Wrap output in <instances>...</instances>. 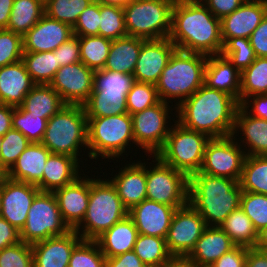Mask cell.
I'll return each instance as SVG.
<instances>
[{
	"label": "cell",
	"mask_w": 267,
	"mask_h": 267,
	"mask_svg": "<svg viewBox=\"0 0 267 267\" xmlns=\"http://www.w3.org/2000/svg\"><path fill=\"white\" fill-rule=\"evenodd\" d=\"M239 102L229 94L203 84L176 108V121L210 138L232 135ZM178 118V119H177Z\"/></svg>",
	"instance_id": "cell-1"
},
{
	"label": "cell",
	"mask_w": 267,
	"mask_h": 267,
	"mask_svg": "<svg viewBox=\"0 0 267 267\" xmlns=\"http://www.w3.org/2000/svg\"><path fill=\"white\" fill-rule=\"evenodd\" d=\"M169 39L179 50L206 56L220 55L223 49L220 19L202 1L174 2Z\"/></svg>",
	"instance_id": "cell-2"
},
{
	"label": "cell",
	"mask_w": 267,
	"mask_h": 267,
	"mask_svg": "<svg viewBox=\"0 0 267 267\" xmlns=\"http://www.w3.org/2000/svg\"><path fill=\"white\" fill-rule=\"evenodd\" d=\"M243 190L236 180L196 172L189 176L188 203L199 212L206 226H220L240 207Z\"/></svg>",
	"instance_id": "cell-3"
},
{
	"label": "cell",
	"mask_w": 267,
	"mask_h": 267,
	"mask_svg": "<svg viewBox=\"0 0 267 267\" xmlns=\"http://www.w3.org/2000/svg\"><path fill=\"white\" fill-rule=\"evenodd\" d=\"M207 58L203 54L176 49L156 84L159 99L172 105L175 99L174 107L177 108L192 96L204 84Z\"/></svg>",
	"instance_id": "cell-4"
},
{
	"label": "cell",
	"mask_w": 267,
	"mask_h": 267,
	"mask_svg": "<svg viewBox=\"0 0 267 267\" xmlns=\"http://www.w3.org/2000/svg\"><path fill=\"white\" fill-rule=\"evenodd\" d=\"M89 176V202L82 222L74 229L83 240H95L115 223L128 216V210L118 196L115 186Z\"/></svg>",
	"instance_id": "cell-5"
},
{
	"label": "cell",
	"mask_w": 267,
	"mask_h": 267,
	"mask_svg": "<svg viewBox=\"0 0 267 267\" xmlns=\"http://www.w3.org/2000/svg\"><path fill=\"white\" fill-rule=\"evenodd\" d=\"M87 132V117L84 107L66 105L47 120L41 143L51 153L68 155L82 163V159L78 156L81 157L80 153L84 147L85 150L88 149Z\"/></svg>",
	"instance_id": "cell-6"
},
{
	"label": "cell",
	"mask_w": 267,
	"mask_h": 267,
	"mask_svg": "<svg viewBox=\"0 0 267 267\" xmlns=\"http://www.w3.org/2000/svg\"><path fill=\"white\" fill-rule=\"evenodd\" d=\"M87 156L91 160L118 159L135 145L132 117L129 113L109 117L87 118ZM132 145H131V143ZM126 150V151H125ZM124 153V154H123Z\"/></svg>",
	"instance_id": "cell-7"
},
{
	"label": "cell",
	"mask_w": 267,
	"mask_h": 267,
	"mask_svg": "<svg viewBox=\"0 0 267 267\" xmlns=\"http://www.w3.org/2000/svg\"><path fill=\"white\" fill-rule=\"evenodd\" d=\"M175 124L166 138L165 144L156 156L166 165L186 174L188 177L199 172L204 159L208 135Z\"/></svg>",
	"instance_id": "cell-8"
},
{
	"label": "cell",
	"mask_w": 267,
	"mask_h": 267,
	"mask_svg": "<svg viewBox=\"0 0 267 267\" xmlns=\"http://www.w3.org/2000/svg\"><path fill=\"white\" fill-rule=\"evenodd\" d=\"M175 1L130 0L123 7L127 36L146 40L169 37Z\"/></svg>",
	"instance_id": "cell-9"
},
{
	"label": "cell",
	"mask_w": 267,
	"mask_h": 267,
	"mask_svg": "<svg viewBox=\"0 0 267 267\" xmlns=\"http://www.w3.org/2000/svg\"><path fill=\"white\" fill-rule=\"evenodd\" d=\"M71 229L64 222L53 192L40 191L34 198L26 223L20 231L21 241L33 244L48 238L63 236Z\"/></svg>",
	"instance_id": "cell-10"
},
{
	"label": "cell",
	"mask_w": 267,
	"mask_h": 267,
	"mask_svg": "<svg viewBox=\"0 0 267 267\" xmlns=\"http://www.w3.org/2000/svg\"><path fill=\"white\" fill-rule=\"evenodd\" d=\"M146 163L147 199L181 208L188 204L189 177L163 163L156 155ZM149 164V168H148Z\"/></svg>",
	"instance_id": "cell-11"
},
{
	"label": "cell",
	"mask_w": 267,
	"mask_h": 267,
	"mask_svg": "<svg viewBox=\"0 0 267 267\" xmlns=\"http://www.w3.org/2000/svg\"><path fill=\"white\" fill-rule=\"evenodd\" d=\"M168 104L160 100L157 104L131 115L135 144L144 150L146 156H154L162 149L172 128L169 118L172 116L168 115H172L174 109L176 113V107Z\"/></svg>",
	"instance_id": "cell-12"
},
{
	"label": "cell",
	"mask_w": 267,
	"mask_h": 267,
	"mask_svg": "<svg viewBox=\"0 0 267 267\" xmlns=\"http://www.w3.org/2000/svg\"><path fill=\"white\" fill-rule=\"evenodd\" d=\"M245 158L246 153L234 136L211 138L206 145L199 172L239 182Z\"/></svg>",
	"instance_id": "cell-13"
},
{
	"label": "cell",
	"mask_w": 267,
	"mask_h": 267,
	"mask_svg": "<svg viewBox=\"0 0 267 267\" xmlns=\"http://www.w3.org/2000/svg\"><path fill=\"white\" fill-rule=\"evenodd\" d=\"M203 217L189 203L176 209L166 236L173 256H187L206 228Z\"/></svg>",
	"instance_id": "cell-14"
},
{
	"label": "cell",
	"mask_w": 267,
	"mask_h": 267,
	"mask_svg": "<svg viewBox=\"0 0 267 267\" xmlns=\"http://www.w3.org/2000/svg\"><path fill=\"white\" fill-rule=\"evenodd\" d=\"M94 72L81 61L61 66L49 85L66 105L83 106L93 91Z\"/></svg>",
	"instance_id": "cell-15"
},
{
	"label": "cell",
	"mask_w": 267,
	"mask_h": 267,
	"mask_svg": "<svg viewBox=\"0 0 267 267\" xmlns=\"http://www.w3.org/2000/svg\"><path fill=\"white\" fill-rule=\"evenodd\" d=\"M40 192L36 185L5 178L1 185L0 216L21 231L29 208Z\"/></svg>",
	"instance_id": "cell-16"
},
{
	"label": "cell",
	"mask_w": 267,
	"mask_h": 267,
	"mask_svg": "<svg viewBox=\"0 0 267 267\" xmlns=\"http://www.w3.org/2000/svg\"><path fill=\"white\" fill-rule=\"evenodd\" d=\"M176 49L169 37L145 40L133 73L135 81L156 85Z\"/></svg>",
	"instance_id": "cell-17"
},
{
	"label": "cell",
	"mask_w": 267,
	"mask_h": 267,
	"mask_svg": "<svg viewBox=\"0 0 267 267\" xmlns=\"http://www.w3.org/2000/svg\"><path fill=\"white\" fill-rule=\"evenodd\" d=\"M178 208L145 199L128 211L139 234L165 238Z\"/></svg>",
	"instance_id": "cell-18"
},
{
	"label": "cell",
	"mask_w": 267,
	"mask_h": 267,
	"mask_svg": "<svg viewBox=\"0 0 267 267\" xmlns=\"http://www.w3.org/2000/svg\"><path fill=\"white\" fill-rule=\"evenodd\" d=\"M73 36V28L46 14L22 36L23 52L54 51Z\"/></svg>",
	"instance_id": "cell-19"
},
{
	"label": "cell",
	"mask_w": 267,
	"mask_h": 267,
	"mask_svg": "<svg viewBox=\"0 0 267 267\" xmlns=\"http://www.w3.org/2000/svg\"><path fill=\"white\" fill-rule=\"evenodd\" d=\"M266 15L267 0H246L220 20L222 42L235 37L249 38Z\"/></svg>",
	"instance_id": "cell-20"
},
{
	"label": "cell",
	"mask_w": 267,
	"mask_h": 267,
	"mask_svg": "<svg viewBox=\"0 0 267 267\" xmlns=\"http://www.w3.org/2000/svg\"><path fill=\"white\" fill-rule=\"evenodd\" d=\"M74 182L55 190L64 222L74 230L84 219L89 202V176L83 174Z\"/></svg>",
	"instance_id": "cell-21"
},
{
	"label": "cell",
	"mask_w": 267,
	"mask_h": 267,
	"mask_svg": "<svg viewBox=\"0 0 267 267\" xmlns=\"http://www.w3.org/2000/svg\"><path fill=\"white\" fill-rule=\"evenodd\" d=\"M81 240V236L71 230L63 236L31 244L34 267H68L71 253Z\"/></svg>",
	"instance_id": "cell-22"
},
{
	"label": "cell",
	"mask_w": 267,
	"mask_h": 267,
	"mask_svg": "<svg viewBox=\"0 0 267 267\" xmlns=\"http://www.w3.org/2000/svg\"><path fill=\"white\" fill-rule=\"evenodd\" d=\"M135 162L121 166L119 171L110 178L115 186L123 205L129 211L133 206L147 199L146 196V161ZM131 163V164H130ZM121 169V170H120Z\"/></svg>",
	"instance_id": "cell-23"
},
{
	"label": "cell",
	"mask_w": 267,
	"mask_h": 267,
	"mask_svg": "<svg viewBox=\"0 0 267 267\" xmlns=\"http://www.w3.org/2000/svg\"><path fill=\"white\" fill-rule=\"evenodd\" d=\"M232 136L244 147L246 156H267V120L249 115L241 106L236 112Z\"/></svg>",
	"instance_id": "cell-24"
},
{
	"label": "cell",
	"mask_w": 267,
	"mask_h": 267,
	"mask_svg": "<svg viewBox=\"0 0 267 267\" xmlns=\"http://www.w3.org/2000/svg\"><path fill=\"white\" fill-rule=\"evenodd\" d=\"M35 85L22 61L0 67V104L19 107Z\"/></svg>",
	"instance_id": "cell-25"
},
{
	"label": "cell",
	"mask_w": 267,
	"mask_h": 267,
	"mask_svg": "<svg viewBox=\"0 0 267 267\" xmlns=\"http://www.w3.org/2000/svg\"><path fill=\"white\" fill-rule=\"evenodd\" d=\"M235 246L220 226H207L187 257L198 267H209Z\"/></svg>",
	"instance_id": "cell-26"
},
{
	"label": "cell",
	"mask_w": 267,
	"mask_h": 267,
	"mask_svg": "<svg viewBox=\"0 0 267 267\" xmlns=\"http://www.w3.org/2000/svg\"><path fill=\"white\" fill-rule=\"evenodd\" d=\"M80 162L68 155L50 153L45 164L41 181L36 185L42 192H54L83 176ZM81 173V174H80Z\"/></svg>",
	"instance_id": "cell-27"
},
{
	"label": "cell",
	"mask_w": 267,
	"mask_h": 267,
	"mask_svg": "<svg viewBox=\"0 0 267 267\" xmlns=\"http://www.w3.org/2000/svg\"><path fill=\"white\" fill-rule=\"evenodd\" d=\"M241 72L220 55L208 56L204 84L209 88L223 91L234 97L240 104Z\"/></svg>",
	"instance_id": "cell-28"
},
{
	"label": "cell",
	"mask_w": 267,
	"mask_h": 267,
	"mask_svg": "<svg viewBox=\"0 0 267 267\" xmlns=\"http://www.w3.org/2000/svg\"><path fill=\"white\" fill-rule=\"evenodd\" d=\"M50 153L42 143H31L6 172V177L14 181L37 185L42 179Z\"/></svg>",
	"instance_id": "cell-29"
},
{
	"label": "cell",
	"mask_w": 267,
	"mask_h": 267,
	"mask_svg": "<svg viewBox=\"0 0 267 267\" xmlns=\"http://www.w3.org/2000/svg\"><path fill=\"white\" fill-rule=\"evenodd\" d=\"M139 232L133 220L126 216L95 239L106 258L132 251Z\"/></svg>",
	"instance_id": "cell-30"
},
{
	"label": "cell",
	"mask_w": 267,
	"mask_h": 267,
	"mask_svg": "<svg viewBox=\"0 0 267 267\" xmlns=\"http://www.w3.org/2000/svg\"><path fill=\"white\" fill-rule=\"evenodd\" d=\"M145 40L134 36H125L112 40L104 69L133 74L141 45Z\"/></svg>",
	"instance_id": "cell-31"
},
{
	"label": "cell",
	"mask_w": 267,
	"mask_h": 267,
	"mask_svg": "<svg viewBox=\"0 0 267 267\" xmlns=\"http://www.w3.org/2000/svg\"><path fill=\"white\" fill-rule=\"evenodd\" d=\"M66 104L60 95L50 85L36 84L25 96L20 107L30 114L40 118L50 119L58 113Z\"/></svg>",
	"instance_id": "cell-32"
},
{
	"label": "cell",
	"mask_w": 267,
	"mask_h": 267,
	"mask_svg": "<svg viewBox=\"0 0 267 267\" xmlns=\"http://www.w3.org/2000/svg\"><path fill=\"white\" fill-rule=\"evenodd\" d=\"M44 14V0H14L6 29L23 36Z\"/></svg>",
	"instance_id": "cell-33"
},
{
	"label": "cell",
	"mask_w": 267,
	"mask_h": 267,
	"mask_svg": "<svg viewBox=\"0 0 267 267\" xmlns=\"http://www.w3.org/2000/svg\"><path fill=\"white\" fill-rule=\"evenodd\" d=\"M21 61L32 81L39 85H49L61 67L54 51L23 52Z\"/></svg>",
	"instance_id": "cell-34"
},
{
	"label": "cell",
	"mask_w": 267,
	"mask_h": 267,
	"mask_svg": "<svg viewBox=\"0 0 267 267\" xmlns=\"http://www.w3.org/2000/svg\"><path fill=\"white\" fill-rule=\"evenodd\" d=\"M220 228L236 246L254 248L257 243L258 232L240 207L227 216Z\"/></svg>",
	"instance_id": "cell-35"
},
{
	"label": "cell",
	"mask_w": 267,
	"mask_h": 267,
	"mask_svg": "<svg viewBox=\"0 0 267 267\" xmlns=\"http://www.w3.org/2000/svg\"><path fill=\"white\" fill-rule=\"evenodd\" d=\"M125 93H91L83 105L87 118L109 117L128 113Z\"/></svg>",
	"instance_id": "cell-36"
},
{
	"label": "cell",
	"mask_w": 267,
	"mask_h": 267,
	"mask_svg": "<svg viewBox=\"0 0 267 267\" xmlns=\"http://www.w3.org/2000/svg\"><path fill=\"white\" fill-rule=\"evenodd\" d=\"M133 251L147 267H162L173 255L165 238L139 234Z\"/></svg>",
	"instance_id": "cell-37"
},
{
	"label": "cell",
	"mask_w": 267,
	"mask_h": 267,
	"mask_svg": "<svg viewBox=\"0 0 267 267\" xmlns=\"http://www.w3.org/2000/svg\"><path fill=\"white\" fill-rule=\"evenodd\" d=\"M239 183L245 192L267 195V156H246Z\"/></svg>",
	"instance_id": "cell-38"
},
{
	"label": "cell",
	"mask_w": 267,
	"mask_h": 267,
	"mask_svg": "<svg viewBox=\"0 0 267 267\" xmlns=\"http://www.w3.org/2000/svg\"><path fill=\"white\" fill-rule=\"evenodd\" d=\"M267 94V57H256L241 72L240 104L248 97Z\"/></svg>",
	"instance_id": "cell-39"
},
{
	"label": "cell",
	"mask_w": 267,
	"mask_h": 267,
	"mask_svg": "<svg viewBox=\"0 0 267 267\" xmlns=\"http://www.w3.org/2000/svg\"><path fill=\"white\" fill-rule=\"evenodd\" d=\"M80 59L88 68L104 69L112 40L102 36H79Z\"/></svg>",
	"instance_id": "cell-40"
},
{
	"label": "cell",
	"mask_w": 267,
	"mask_h": 267,
	"mask_svg": "<svg viewBox=\"0 0 267 267\" xmlns=\"http://www.w3.org/2000/svg\"><path fill=\"white\" fill-rule=\"evenodd\" d=\"M92 2L94 0H44V10L48 17L73 28L80 14Z\"/></svg>",
	"instance_id": "cell-41"
},
{
	"label": "cell",
	"mask_w": 267,
	"mask_h": 267,
	"mask_svg": "<svg viewBox=\"0 0 267 267\" xmlns=\"http://www.w3.org/2000/svg\"><path fill=\"white\" fill-rule=\"evenodd\" d=\"M135 82L133 74L107 69L96 70L92 93H125L127 95Z\"/></svg>",
	"instance_id": "cell-42"
},
{
	"label": "cell",
	"mask_w": 267,
	"mask_h": 267,
	"mask_svg": "<svg viewBox=\"0 0 267 267\" xmlns=\"http://www.w3.org/2000/svg\"><path fill=\"white\" fill-rule=\"evenodd\" d=\"M98 36L110 40L127 36L123 7L118 5L100 4V25Z\"/></svg>",
	"instance_id": "cell-43"
},
{
	"label": "cell",
	"mask_w": 267,
	"mask_h": 267,
	"mask_svg": "<svg viewBox=\"0 0 267 267\" xmlns=\"http://www.w3.org/2000/svg\"><path fill=\"white\" fill-rule=\"evenodd\" d=\"M46 125L45 118L25 112L20 106L13 107L12 129L21 132L31 143H41Z\"/></svg>",
	"instance_id": "cell-44"
},
{
	"label": "cell",
	"mask_w": 267,
	"mask_h": 267,
	"mask_svg": "<svg viewBox=\"0 0 267 267\" xmlns=\"http://www.w3.org/2000/svg\"><path fill=\"white\" fill-rule=\"evenodd\" d=\"M240 72L248 68L256 59L249 38L235 37L223 43L221 52Z\"/></svg>",
	"instance_id": "cell-45"
},
{
	"label": "cell",
	"mask_w": 267,
	"mask_h": 267,
	"mask_svg": "<svg viewBox=\"0 0 267 267\" xmlns=\"http://www.w3.org/2000/svg\"><path fill=\"white\" fill-rule=\"evenodd\" d=\"M68 267H106V257L95 240H81L73 249Z\"/></svg>",
	"instance_id": "cell-46"
},
{
	"label": "cell",
	"mask_w": 267,
	"mask_h": 267,
	"mask_svg": "<svg viewBox=\"0 0 267 267\" xmlns=\"http://www.w3.org/2000/svg\"><path fill=\"white\" fill-rule=\"evenodd\" d=\"M30 144L31 142L21 132L15 129L9 130L2 136L0 166L7 172Z\"/></svg>",
	"instance_id": "cell-47"
},
{
	"label": "cell",
	"mask_w": 267,
	"mask_h": 267,
	"mask_svg": "<svg viewBox=\"0 0 267 267\" xmlns=\"http://www.w3.org/2000/svg\"><path fill=\"white\" fill-rule=\"evenodd\" d=\"M240 208L250 218L257 232L267 226V195L243 191Z\"/></svg>",
	"instance_id": "cell-48"
},
{
	"label": "cell",
	"mask_w": 267,
	"mask_h": 267,
	"mask_svg": "<svg viewBox=\"0 0 267 267\" xmlns=\"http://www.w3.org/2000/svg\"><path fill=\"white\" fill-rule=\"evenodd\" d=\"M160 101L156 85L135 82L127 94L126 108L130 115L143 111Z\"/></svg>",
	"instance_id": "cell-49"
},
{
	"label": "cell",
	"mask_w": 267,
	"mask_h": 267,
	"mask_svg": "<svg viewBox=\"0 0 267 267\" xmlns=\"http://www.w3.org/2000/svg\"><path fill=\"white\" fill-rule=\"evenodd\" d=\"M22 56V36L8 29H0V67L17 63Z\"/></svg>",
	"instance_id": "cell-50"
},
{
	"label": "cell",
	"mask_w": 267,
	"mask_h": 267,
	"mask_svg": "<svg viewBox=\"0 0 267 267\" xmlns=\"http://www.w3.org/2000/svg\"><path fill=\"white\" fill-rule=\"evenodd\" d=\"M0 267H34L31 244L20 241L0 250Z\"/></svg>",
	"instance_id": "cell-51"
},
{
	"label": "cell",
	"mask_w": 267,
	"mask_h": 267,
	"mask_svg": "<svg viewBox=\"0 0 267 267\" xmlns=\"http://www.w3.org/2000/svg\"><path fill=\"white\" fill-rule=\"evenodd\" d=\"M100 25V3L94 1L80 14L73 27V35L98 36Z\"/></svg>",
	"instance_id": "cell-52"
},
{
	"label": "cell",
	"mask_w": 267,
	"mask_h": 267,
	"mask_svg": "<svg viewBox=\"0 0 267 267\" xmlns=\"http://www.w3.org/2000/svg\"><path fill=\"white\" fill-rule=\"evenodd\" d=\"M54 52L57 53V59L61 66L80 62L79 36H71L70 39L62 43Z\"/></svg>",
	"instance_id": "cell-53"
},
{
	"label": "cell",
	"mask_w": 267,
	"mask_h": 267,
	"mask_svg": "<svg viewBox=\"0 0 267 267\" xmlns=\"http://www.w3.org/2000/svg\"><path fill=\"white\" fill-rule=\"evenodd\" d=\"M247 247L235 246L209 267H246Z\"/></svg>",
	"instance_id": "cell-54"
},
{
	"label": "cell",
	"mask_w": 267,
	"mask_h": 267,
	"mask_svg": "<svg viewBox=\"0 0 267 267\" xmlns=\"http://www.w3.org/2000/svg\"><path fill=\"white\" fill-rule=\"evenodd\" d=\"M208 10L218 19L230 15L246 0H201Z\"/></svg>",
	"instance_id": "cell-55"
},
{
	"label": "cell",
	"mask_w": 267,
	"mask_h": 267,
	"mask_svg": "<svg viewBox=\"0 0 267 267\" xmlns=\"http://www.w3.org/2000/svg\"><path fill=\"white\" fill-rule=\"evenodd\" d=\"M256 57H267V15L249 37Z\"/></svg>",
	"instance_id": "cell-56"
},
{
	"label": "cell",
	"mask_w": 267,
	"mask_h": 267,
	"mask_svg": "<svg viewBox=\"0 0 267 267\" xmlns=\"http://www.w3.org/2000/svg\"><path fill=\"white\" fill-rule=\"evenodd\" d=\"M240 106L249 115L255 118L267 120V94L250 96L246 98Z\"/></svg>",
	"instance_id": "cell-57"
},
{
	"label": "cell",
	"mask_w": 267,
	"mask_h": 267,
	"mask_svg": "<svg viewBox=\"0 0 267 267\" xmlns=\"http://www.w3.org/2000/svg\"><path fill=\"white\" fill-rule=\"evenodd\" d=\"M21 241L20 231L0 216V250Z\"/></svg>",
	"instance_id": "cell-58"
},
{
	"label": "cell",
	"mask_w": 267,
	"mask_h": 267,
	"mask_svg": "<svg viewBox=\"0 0 267 267\" xmlns=\"http://www.w3.org/2000/svg\"><path fill=\"white\" fill-rule=\"evenodd\" d=\"M106 267H147L135 252H125L116 257L106 258Z\"/></svg>",
	"instance_id": "cell-59"
},
{
	"label": "cell",
	"mask_w": 267,
	"mask_h": 267,
	"mask_svg": "<svg viewBox=\"0 0 267 267\" xmlns=\"http://www.w3.org/2000/svg\"><path fill=\"white\" fill-rule=\"evenodd\" d=\"M246 267H267V252L248 248Z\"/></svg>",
	"instance_id": "cell-60"
},
{
	"label": "cell",
	"mask_w": 267,
	"mask_h": 267,
	"mask_svg": "<svg viewBox=\"0 0 267 267\" xmlns=\"http://www.w3.org/2000/svg\"><path fill=\"white\" fill-rule=\"evenodd\" d=\"M12 114V106L0 104V136L12 129Z\"/></svg>",
	"instance_id": "cell-61"
},
{
	"label": "cell",
	"mask_w": 267,
	"mask_h": 267,
	"mask_svg": "<svg viewBox=\"0 0 267 267\" xmlns=\"http://www.w3.org/2000/svg\"><path fill=\"white\" fill-rule=\"evenodd\" d=\"M14 0H0V29H6Z\"/></svg>",
	"instance_id": "cell-62"
},
{
	"label": "cell",
	"mask_w": 267,
	"mask_h": 267,
	"mask_svg": "<svg viewBox=\"0 0 267 267\" xmlns=\"http://www.w3.org/2000/svg\"><path fill=\"white\" fill-rule=\"evenodd\" d=\"M162 267H198L187 256H172Z\"/></svg>",
	"instance_id": "cell-63"
},
{
	"label": "cell",
	"mask_w": 267,
	"mask_h": 267,
	"mask_svg": "<svg viewBox=\"0 0 267 267\" xmlns=\"http://www.w3.org/2000/svg\"><path fill=\"white\" fill-rule=\"evenodd\" d=\"M254 248L267 252V226L258 232L257 243Z\"/></svg>",
	"instance_id": "cell-64"
},
{
	"label": "cell",
	"mask_w": 267,
	"mask_h": 267,
	"mask_svg": "<svg viewBox=\"0 0 267 267\" xmlns=\"http://www.w3.org/2000/svg\"><path fill=\"white\" fill-rule=\"evenodd\" d=\"M102 5H118L124 7L130 0H94Z\"/></svg>",
	"instance_id": "cell-65"
},
{
	"label": "cell",
	"mask_w": 267,
	"mask_h": 267,
	"mask_svg": "<svg viewBox=\"0 0 267 267\" xmlns=\"http://www.w3.org/2000/svg\"><path fill=\"white\" fill-rule=\"evenodd\" d=\"M5 178H6V171L0 166V186L2 185V182Z\"/></svg>",
	"instance_id": "cell-66"
},
{
	"label": "cell",
	"mask_w": 267,
	"mask_h": 267,
	"mask_svg": "<svg viewBox=\"0 0 267 267\" xmlns=\"http://www.w3.org/2000/svg\"><path fill=\"white\" fill-rule=\"evenodd\" d=\"M1 144H2V136H0V151H1Z\"/></svg>",
	"instance_id": "cell-67"
},
{
	"label": "cell",
	"mask_w": 267,
	"mask_h": 267,
	"mask_svg": "<svg viewBox=\"0 0 267 267\" xmlns=\"http://www.w3.org/2000/svg\"><path fill=\"white\" fill-rule=\"evenodd\" d=\"M0 208H1V186H0Z\"/></svg>",
	"instance_id": "cell-68"
}]
</instances>
